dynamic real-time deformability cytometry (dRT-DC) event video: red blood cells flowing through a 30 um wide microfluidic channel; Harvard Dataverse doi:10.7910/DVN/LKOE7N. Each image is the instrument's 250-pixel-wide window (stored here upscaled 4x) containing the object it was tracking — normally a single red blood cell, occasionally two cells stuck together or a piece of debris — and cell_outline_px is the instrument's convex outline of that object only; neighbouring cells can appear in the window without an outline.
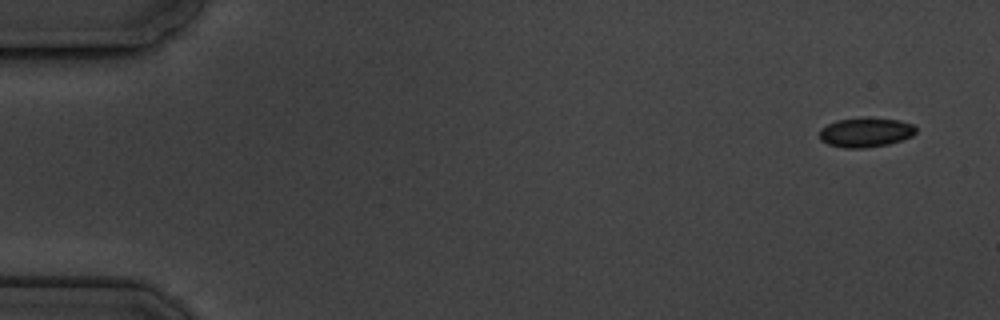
{"species": "common noctule bat (a hibernating species)", "species_latin": "Nyctalus noctula", "temperature_condition": "cold", "stored_images_in_passage": 4, "camera_frame_rate_fps": 3000, "um_per_image_px": 0.085, "animal": {"sex": "male", "body_mass_g": 19.5, "forearm_length_mm": 54.6}, "frame": {"image": 1, "passage_image": 1, "time_ms": 0.0, "image_size_px": [1000, 320], "cell_outline_px": [[916, 132], [912, 136], [888, 144], [864, 148], [844, 148], [828, 144], [820, 140], [820, 128], [836, 120], [868, 116], [900, 120], [912, 124], [916, 128]], "centroid_in_image_um": [73.57, 11.23], "position_along_channel_um": 11.4, "area_um2": 16.82}}
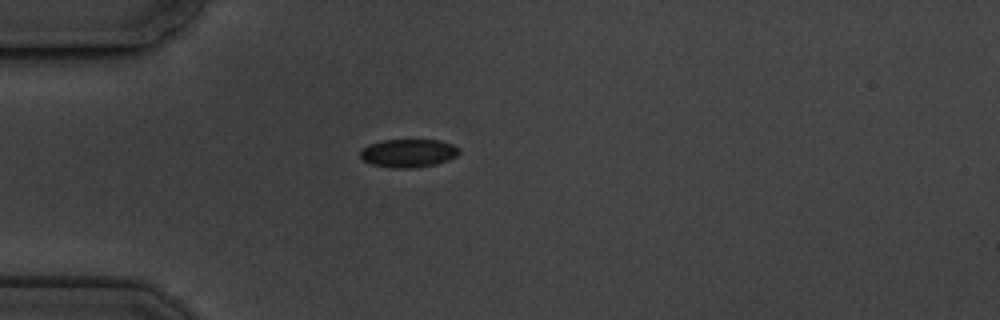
{"frame": {"image": 2, "passage_image": 4, "time_ms": 4.333, "image_size_px": [1000, 320], "cell_outline_px": [[460, 152], [456, 156], [448, 160], [436, 164], [412, 168], [392, 168], [372, 164], [364, 160], [360, 156], [360, 152], [368, 144], [380, 140], [440, 140], [452, 144], [460, 148]], "centroid_in_image_um": [34.73, 13.01], "position_along_channel_um": 50.3, "area_um2": 16.3}}